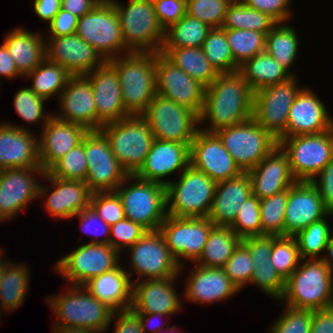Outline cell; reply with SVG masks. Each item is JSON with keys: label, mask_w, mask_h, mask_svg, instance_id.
Instances as JSON below:
<instances>
[{"label": "cell", "mask_w": 333, "mask_h": 333, "mask_svg": "<svg viewBox=\"0 0 333 333\" xmlns=\"http://www.w3.org/2000/svg\"><path fill=\"white\" fill-rule=\"evenodd\" d=\"M211 29L206 23L185 14L164 31L162 48L202 47Z\"/></svg>", "instance_id": "cell-42"}, {"label": "cell", "mask_w": 333, "mask_h": 333, "mask_svg": "<svg viewBox=\"0 0 333 333\" xmlns=\"http://www.w3.org/2000/svg\"><path fill=\"white\" fill-rule=\"evenodd\" d=\"M253 91L239 71L220 73L205 88L204 105L199 115L200 129L206 132L243 123L252 118ZM203 122L207 126L202 125Z\"/></svg>", "instance_id": "cell-1"}, {"label": "cell", "mask_w": 333, "mask_h": 333, "mask_svg": "<svg viewBox=\"0 0 333 333\" xmlns=\"http://www.w3.org/2000/svg\"><path fill=\"white\" fill-rule=\"evenodd\" d=\"M332 217L333 212H330L293 236L298 244L301 259H322L333 232V227L327 220Z\"/></svg>", "instance_id": "cell-43"}, {"label": "cell", "mask_w": 333, "mask_h": 333, "mask_svg": "<svg viewBox=\"0 0 333 333\" xmlns=\"http://www.w3.org/2000/svg\"><path fill=\"white\" fill-rule=\"evenodd\" d=\"M329 213L317 188L309 181H297L288 189L284 236H295Z\"/></svg>", "instance_id": "cell-24"}, {"label": "cell", "mask_w": 333, "mask_h": 333, "mask_svg": "<svg viewBox=\"0 0 333 333\" xmlns=\"http://www.w3.org/2000/svg\"><path fill=\"white\" fill-rule=\"evenodd\" d=\"M239 72L243 75L253 92L279 84L292 77L266 51L246 60L239 67Z\"/></svg>", "instance_id": "cell-39"}, {"label": "cell", "mask_w": 333, "mask_h": 333, "mask_svg": "<svg viewBox=\"0 0 333 333\" xmlns=\"http://www.w3.org/2000/svg\"><path fill=\"white\" fill-rule=\"evenodd\" d=\"M126 251L131 255H129L131 265L124 268L128 269L125 270L133 283L180 276L181 266L170 252L159 230L147 231ZM132 275H137V279Z\"/></svg>", "instance_id": "cell-12"}, {"label": "cell", "mask_w": 333, "mask_h": 333, "mask_svg": "<svg viewBox=\"0 0 333 333\" xmlns=\"http://www.w3.org/2000/svg\"><path fill=\"white\" fill-rule=\"evenodd\" d=\"M43 178L47 185L40 184L38 197L45 198L44 208L52 218L72 220L78 212L90 206L92 192L85 181L59 179L47 172Z\"/></svg>", "instance_id": "cell-21"}, {"label": "cell", "mask_w": 333, "mask_h": 333, "mask_svg": "<svg viewBox=\"0 0 333 333\" xmlns=\"http://www.w3.org/2000/svg\"><path fill=\"white\" fill-rule=\"evenodd\" d=\"M288 307L320 310L333 306V271L321 259H301L298 268L285 280L278 300Z\"/></svg>", "instance_id": "cell-3"}, {"label": "cell", "mask_w": 333, "mask_h": 333, "mask_svg": "<svg viewBox=\"0 0 333 333\" xmlns=\"http://www.w3.org/2000/svg\"><path fill=\"white\" fill-rule=\"evenodd\" d=\"M141 116L158 140L190 146L200 129L197 113L159 94H156Z\"/></svg>", "instance_id": "cell-10"}, {"label": "cell", "mask_w": 333, "mask_h": 333, "mask_svg": "<svg viewBox=\"0 0 333 333\" xmlns=\"http://www.w3.org/2000/svg\"><path fill=\"white\" fill-rule=\"evenodd\" d=\"M300 261L299 248L294 237L273 235L270 262L284 280L298 268Z\"/></svg>", "instance_id": "cell-50"}, {"label": "cell", "mask_w": 333, "mask_h": 333, "mask_svg": "<svg viewBox=\"0 0 333 333\" xmlns=\"http://www.w3.org/2000/svg\"><path fill=\"white\" fill-rule=\"evenodd\" d=\"M253 267L252 256L248 248L241 242L223 269L235 286L242 291L250 284Z\"/></svg>", "instance_id": "cell-53"}, {"label": "cell", "mask_w": 333, "mask_h": 333, "mask_svg": "<svg viewBox=\"0 0 333 333\" xmlns=\"http://www.w3.org/2000/svg\"><path fill=\"white\" fill-rule=\"evenodd\" d=\"M99 2V0H62L61 9L80 18L91 11Z\"/></svg>", "instance_id": "cell-68"}, {"label": "cell", "mask_w": 333, "mask_h": 333, "mask_svg": "<svg viewBox=\"0 0 333 333\" xmlns=\"http://www.w3.org/2000/svg\"><path fill=\"white\" fill-rule=\"evenodd\" d=\"M46 172L59 179L86 181L87 160L85 156V136L79 145L68 151Z\"/></svg>", "instance_id": "cell-49"}, {"label": "cell", "mask_w": 333, "mask_h": 333, "mask_svg": "<svg viewBox=\"0 0 333 333\" xmlns=\"http://www.w3.org/2000/svg\"><path fill=\"white\" fill-rule=\"evenodd\" d=\"M44 33L30 32L18 26L5 34L3 43L23 76L32 72L46 58Z\"/></svg>", "instance_id": "cell-35"}, {"label": "cell", "mask_w": 333, "mask_h": 333, "mask_svg": "<svg viewBox=\"0 0 333 333\" xmlns=\"http://www.w3.org/2000/svg\"><path fill=\"white\" fill-rule=\"evenodd\" d=\"M190 165V146L186 143L155 139L144 165L135 174L141 180L170 183V175L183 172ZM168 180H167V179Z\"/></svg>", "instance_id": "cell-26"}, {"label": "cell", "mask_w": 333, "mask_h": 333, "mask_svg": "<svg viewBox=\"0 0 333 333\" xmlns=\"http://www.w3.org/2000/svg\"><path fill=\"white\" fill-rule=\"evenodd\" d=\"M147 230L140 224L124 218L110 226L109 244L121 255L134 245Z\"/></svg>", "instance_id": "cell-57"}, {"label": "cell", "mask_w": 333, "mask_h": 333, "mask_svg": "<svg viewBox=\"0 0 333 333\" xmlns=\"http://www.w3.org/2000/svg\"><path fill=\"white\" fill-rule=\"evenodd\" d=\"M75 33L94 47L106 61L131 52L125 46L119 17L110 0L99 2L80 17Z\"/></svg>", "instance_id": "cell-9"}, {"label": "cell", "mask_w": 333, "mask_h": 333, "mask_svg": "<svg viewBox=\"0 0 333 333\" xmlns=\"http://www.w3.org/2000/svg\"><path fill=\"white\" fill-rule=\"evenodd\" d=\"M112 323L115 328L113 333H145L139 316L131 308L113 312L110 324Z\"/></svg>", "instance_id": "cell-64"}, {"label": "cell", "mask_w": 333, "mask_h": 333, "mask_svg": "<svg viewBox=\"0 0 333 333\" xmlns=\"http://www.w3.org/2000/svg\"><path fill=\"white\" fill-rule=\"evenodd\" d=\"M298 76L253 92L252 118L274 138H284L290 108L304 87Z\"/></svg>", "instance_id": "cell-15"}, {"label": "cell", "mask_w": 333, "mask_h": 333, "mask_svg": "<svg viewBox=\"0 0 333 333\" xmlns=\"http://www.w3.org/2000/svg\"><path fill=\"white\" fill-rule=\"evenodd\" d=\"M325 207L333 212V159L311 180Z\"/></svg>", "instance_id": "cell-62"}, {"label": "cell", "mask_w": 333, "mask_h": 333, "mask_svg": "<svg viewBox=\"0 0 333 333\" xmlns=\"http://www.w3.org/2000/svg\"><path fill=\"white\" fill-rule=\"evenodd\" d=\"M241 242L242 239L230 227L214 226L195 264L223 268Z\"/></svg>", "instance_id": "cell-40"}, {"label": "cell", "mask_w": 333, "mask_h": 333, "mask_svg": "<svg viewBox=\"0 0 333 333\" xmlns=\"http://www.w3.org/2000/svg\"><path fill=\"white\" fill-rule=\"evenodd\" d=\"M207 59L219 73L239 71L226 38V29L212 28L202 44Z\"/></svg>", "instance_id": "cell-45"}, {"label": "cell", "mask_w": 333, "mask_h": 333, "mask_svg": "<svg viewBox=\"0 0 333 333\" xmlns=\"http://www.w3.org/2000/svg\"><path fill=\"white\" fill-rule=\"evenodd\" d=\"M252 194V184L248 172H242L237 177L217 182L208 218L215 226L230 227L242 204Z\"/></svg>", "instance_id": "cell-33"}, {"label": "cell", "mask_w": 333, "mask_h": 333, "mask_svg": "<svg viewBox=\"0 0 333 333\" xmlns=\"http://www.w3.org/2000/svg\"><path fill=\"white\" fill-rule=\"evenodd\" d=\"M115 191L121 198L125 218L147 231L159 230L167 217L166 186L129 175Z\"/></svg>", "instance_id": "cell-6"}, {"label": "cell", "mask_w": 333, "mask_h": 333, "mask_svg": "<svg viewBox=\"0 0 333 333\" xmlns=\"http://www.w3.org/2000/svg\"><path fill=\"white\" fill-rule=\"evenodd\" d=\"M66 289L46 298L45 303L57 318L53 319L52 326L107 333L114 311L91 295L83 285H68Z\"/></svg>", "instance_id": "cell-4"}, {"label": "cell", "mask_w": 333, "mask_h": 333, "mask_svg": "<svg viewBox=\"0 0 333 333\" xmlns=\"http://www.w3.org/2000/svg\"><path fill=\"white\" fill-rule=\"evenodd\" d=\"M288 190L260 200L261 235L284 236Z\"/></svg>", "instance_id": "cell-48"}, {"label": "cell", "mask_w": 333, "mask_h": 333, "mask_svg": "<svg viewBox=\"0 0 333 333\" xmlns=\"http://www.w3.org/2000/svg\"><path fill=\"white\" fill-rule=\"evenodd\" d=\"M78 17L61 9L48 25L47 34L44 37H60L76 32Z\"/></svg>", "instance_id": "cell-63"}, {"label": "cell", "mask_w": 333, "mask_h": 333, "mask_svg": "<svg viewBox=\"0 0 333 333\" xmlns=\"http://www.w3.org/2000/svg\"><path fill=\"white\" fill-rule=\"evenodd\" d=\"M58 120L75 123L88 131H96V106L93 89L85 75L71 76L58 98Z\"/></svg>", "instance_id": "cell-28"}, {"label": "cell", "mask_w": 333, "mask_h": 333, "mask_svg": "<svg viewBox=\"0 0 333 333\" xmlns=\"http://www.w3.org/2000/svg\"><path fill=\"white\" fill-rule=\"evenodd\" d=\"M282 305L284 310L270 326L269 333H311L313 310Z\"/></svg>", "instance_id": "cell-54"}, {"label": "cell", "mask_w": 333, "mask_h": 333, "mask_svg": "<svg viewBox=\"0 0 333 333\" xmlns=\"http://www.w3.org/2000/svg\"><path fill=\"white\" fill-rule=\"evenodd\" d=\"M116 9L125 46L131 52L160 53L164 30L152 0H129L128 4L110 0Z\"/></svg>", "instance_id": "cell-7"}, {"label": "cell", "mask_w": 333, "mask_h": 333, "mask_svg": "<svg viewBox=\"0 0 333 333\" xmlns=\"http://www.w3.org/2000/svg\"><path fill=\"white\" fill-rule=\"evenodd\" d=\"M72 75L62 66L45 58L32 72L23 77L32 80L29 87L46 101L57 98Z\"/></svg>", "instance_id": "cell-41"}, {"label": "cell", "mask_w": 333, "mask_h": 333, "mask_svg": "<svg viewBox=\"0 0 333 333\" xmlns=\"http://www.w3.org/2000/svg\"><path fill=\"white\" fill-rule=\"evenodd\" d=\"M242 172L253 169L278 141L253 118L215 132Z\"/></svg>", "instance_id": "cell-11"}, {"label": "cell", "mask_w": 333, "mask_h": 333, "mask_svg": "<svg viewBox=\"0 0 333 333\" xmlns=\"http://www.w3.org/2000/svg\"><path fill=\"white\" fill-rule=\"evenodd\" d=\"M85 76L93 89L96 131H99L104 124L130 116L123 105L118 75L108 62Z\"/></svg>", "instance_id": "cell-29"}, {"label": "cell", "mask_w": 333, "mask_h": 333, "mask_svg": "<svg viewBox=\"0 0 333 333\" xmlns=\"http://www.w3.org/2000/svg\"><path fill=\"white\" fill-rule=\"evenodd\" d=\"M90 206L110 226L125 218L123 204L116 191L92 193Z\"/></svg>", "instance_id": "cell-56"}, {"label": "cell", "mask_w": 333, "mask_h": 333, "mask_svg": "<svg viewBox=\"0 0 333 333\" xmlns=\"http://www.w3.org/2000/svg\"><path fill=\"white\" fill-rule=\"evenodd\" d=\"M87 160L86 183L92 193L115 191L129 176L114 156L109 141L99 131H88L85 135Z\"/></svg>", "instance_id": "cell-17"}, {"label": "cell", "mask_w": 333, "mask_h": 333, "mask_svg": "<svg viewBox=\"0 0 333 333\" xmlns=\"http://www.w3.org/2000/svg\"><path fill=\"white\" fill-rule=\"evenodd\" d=\"M88 130L75 123L58 120L54 116L39 132V162L47 171L57 160L79 145Z\"/></svg>", "instance_id": "cell-32"}, {"label": "cell", "mask_w": 333, "mask_h": 333, "mask_svg": "<svg viewBox=\"0 0 333 333\" xmlns=\"http://www.w3.org/2000/svg\"><path fill=\"white\" fill-rule=\"evenodd\" d=\"M254 269L249 285L259 288L262 293L279 300L285 289V280L276 271L270 261L253 263ZM277 299V300H276Z\"/></svg>", "instance_id": "cell-55"}, {"label": "cell", "mask_w": 333, "mask_h": 333, "mask_svg": "<svg viewBox=\"0 0 333 333\" xmlns=\"http://www.w3.org/2000/svg\"><path fill=\"white\" fill-rule=\"evenodd\" d=\"M160 53L205 87L212 84L220 74L201 47L161 48Z\"/></svg>", "instance_id": "cell-38"}, {"label": "cell", "mask_w": 333, "mask_h": 333, "mask_svg": "<svg viewBox=\"0 0 333 333\" xmlns=\"http://www.w3.org/2000/svg\"><path fill=\"white\" fill-rule=\"evenodd\" d=\"M321 260L333 271V232Z\"/></svg>", "instance_id": "cell-70"}, {"label": "cell", "mask_w": 333, "mask_h": 333, "mask_svg": "<svg viewBox=\"0 0 333 333\" xmlns=\"http://www.w3.org/2000/svg\"><path fill=\"white\" fill-rule=\"evenodd\" d=\"M226 38L234 61L239 66L246 60L265 51V33L254 30L226 29Z\"/></svg>", "instance_id": "cell-46"}, {"label": "cell", "mask_w": 333, "mask_h": 333, "mask_svg": "<svg viewBox=\"0 0 333 333\" xmlns=\"http://www.w3.org/2000/svg\"><path fill=\"white\" fill-rule=\"evenodd\" d=\"M120 264L115 269L91 278L83 286L91 295L110 307L114 312L130 309L133 282Z\"/></svg>", "instance_id": "cell-34"}, {"label": "cell", "mask_w": 333, "mask_h": 333, "mask_svg": "<svg viewBox=\"0 0 333 333\" xmlns=\"http://www.w3.org/2000/svg\"><path fill=\"white\" fill-rule=\"evenodd\" d=\"M247 7L269 15L277 23L290 21L292 0H241ZM289 20V21H288Z\"/></svg>", "instance_id": "cell-59"}, {"label": "cell", "mask_w": 333, "mask_h": 333, "mask_svg": "<svg viewBox=\"0 0 333 333\" xmlns=\"http://www.w3.org/2000/svg\"><path fill=\"white\" fill-rule=\"evenodd\" d=\"M17 77L23 79V75L18 71L13 58L10 56L7 47L4 43L0 45V82L4 79H17ZM2 83H0L1 85Z\"/></svg>", "instance_id": "cell-67"}, {"label": "cell", "mask_w": 333, "mask_h": 333, "mask_svg": "<svg viewBox=\"0 0 333 333\" xmlns=\"http://www.w3.org/2000/svg\"><path fill=\"white\" fill-rule=\"evenodd\" d=\"M205 86L174 65L162 53H156V93L201 114Z\"/></svg>", "instance_id": "cell-19"}, {"label": "cell", "mask_w": 333, "mask_h": 333, "mask_svg": "<svg viewBox=\"0 0 333 333\" xmlns=\"http://www.w3.org/2000/svg\"><path fill=\"white\" fill-rule=\"evenodd\" d=\"M215 225L208 217H175L165 218L159 231L167 247L180 267L184 269V260L195 263L203 252L208 235Z\"/></svg>", "instance_id": "cell-16"}, {"label": "cell", "mask_w": 333, "mask_h": 333, "mask_svg": "<svg viewBox=\"0 0 333 333\" xmlns=\"http://www.w3.org/2000/svg\"><path fill=\"white\" fill-rule=\"evenodd\" d=\"M24 125L0 122V170L41 167L39 135Z\"/></svg>", "instance_id": "cell-25"}, {"label": "cell", "mask_w": 333, "mask_h": 333, "mask_svg": "<svg viewBox=\"0 0 333 333\" xmlns=\"http://www.w3.org/2000/svg\"><path fill=\"white\" fill-rule=\"evenodd\" d=\"M180 277L181 275L134 282L131 309L135 313H159L168 316L183 311L182 295L175 286Z\"/></svg>", "instance_id": "cell-27"}, {"label": "cell", "mask_w": 333, "mask_h": 333, "mask_svg": "<svg viewBox=\"0 0 333 333\" xmlns=\"http://www.w3.org/2000/svg\"><path fill=\"white\" fill-rule=\"evenodd\" d=\"M194 264L185 280L183 300L201 305L227 301L238 292L237 286L229 279L223 268L203 267Z\"/></svg>", "instance_id": "cell-30"}, {"label": "cell", "mask_w": 333, "mask_h": 333, "mask_svg": "<svg viewBox=\"0 0 333 333\" xmlns=\"http://www.w3.org/2000/svg\"><path fill=\"white\" fill-rule=\"evenodd\" d=\"M248 248L253 263L270 261L273 248V235L251 236L242 239Z\"/></svg>", "instance_id": "cell-61"}, {"label": "cell", "mask_w": 333, "mask_h": 333, "mask_svg": "<svg viewBox=\"0 0 333 333\" xmlns=\"http://www.w3.org/2000/svg\"><path fill=\"white\" fill-rule=\"evenodd\" d=\"M311 333H333V306L313 311Z\"/></svg>", "instance_id": "cell-65"}, {"label": "cell", "mask_w": 333, "mask_h": 333, "mask_svg": "<svg viewBox=\"0 0 333 333\" xmlns=\"http://www.w3.org/2000/svg\"><path fill=\"white\" fill-rule=\"evenodd\" d=\"M230 228L241 238L261 235L260 200L250 195Z\"/></svg>", "instance_id": "cell-52"}, {"label": "cell", "mask_w": 333, "mask_h": 333, "mask_svg": "<svg viewBox=\"0 0 333 333\" xmlns=\"http://www.w3.org/2000/svg\"><path fill=\"white\" fill-rule=\"evenodd\" d=\"M45 102L47 101L39 97L29 86L19 88L13 97L14 110L18 116L22 118L24 122H28L29 125L31 123L37 127L39 126V128H41L39 129L40 131L53 117L51 112H45Z\"/></svg>", "instance_id": "cell-47"}, {"label": "cell", "mask_w": 333, "mask_h": 333, "mask_svg": "<svg viewBox=\"0 0 333 333\" xmlns=\"http://www.w3.org/2000/svg\"><path fill=\"white\" fill-rule=\"evenodd\" d=\"M252 193L259 199L288 190L297 180L293 176L288 155L278 144L253 169L248 171Z\"/></svg>", "instance_id": "cell-31"}, {"label": "cell", "mask_w": 333, "mask_h": 333, "mask_svg": "<svg viewBox=\"0 0 333 333\" xmlns=\"http://www.w3.org/2000/svg\"><path fill=\"white\" fill-rule=\"evenodd\" d=\"M0 312H1V313H0V319H2V314H3L2 312H3V310L0 309ZM0 322H1V321H0Z\"/></svg>", "instance_id": "cell-75"}, {"label": "cell", "mask_w": 333, "mask_h": 333, "mask_svg": "<svg viewBox=\"0 0 333 333\" xmlns=\"http://www.w3.org/2000/svg\"><path fill=\"white\" fill-rule=\"evenodd\" d=\"M73 218L79 219L83 233L92 236L90 244H109L110 225L91 206L81 210Z\"/></svg>", "instance_id": "cell-58"}, {"label": "cell", "mask_w": 333, "mask_h": 333, "mask_svg": "<svg viewBox=\"0 0 333 333\" xmlns=\"http://www.w3.org/2000/svg\"><path fill=\"white\" fill-rule=\"evenodd\" d=\"M62 0H34L33 10L40 20L48 24L61 10Z\"/></svg>", "instance_id": "cell-66"}, {"label": "cell", "mask_w": 333, "mask_h": 333, "mask_svg": "<svg viewBox=\"0 0 333 333\" xmlns=\"http://www.w3.org/2000/svg\"><path fill=\"white\" fill-rule=\"evenodd\" d=\"M122 255L110 244L81 243L55 263V272L68 285H84L91 278L118 267Z\"/></svg>", "instance_id": "cell-14"}, {"label": "cell", "mask_w": 333, "mask_h": 333, "mask_svg": "<svg viewBox=\"0 0 333 333\" xmlns=\"http://www.w3.org/2000/svg\"><path fill=\"white\" fill-rule=\"evenodd\" d=\"M190 165L215 182L225 181L242 173L217 134L201 129L190 145Z\"/></svg>", "instance_id": "cell-20"}, {"label": "cell", "mask_w": 333, "mask_h": 333, "mask_svg": "<svg viewBox=\"0 0 333 333\" xmlns=\"http://www.w3.org/2000/svg\"><path fill=\"white\" fill-rule=\"evenodd\" d=\"M311 88L305 85L296 95L289 111L284 138L319 134L333 128V117L322 98Z\"/></svg>", "instance_id": "cell-23"}, {"label": "cell", "mask_w": 333, "mask_h": 333, "mask_svg": "<svg viewBox=\"0 0 333 333\" xmlns=\"http://www.w3.org/2000/svg\"><path fill=\"white\" fill-rule=\"evenodd\" d=\"M52 333H101V332H97L95 330L74 328V327L52 326Z\"/></svg>", "instance_id": "cell-71"}, {"label": "cell", "mask_w": 333, "mask_h": 333, "mask_svg": "<svg viewBox=\"0 0 333 333\" xmlns=\"http://www.w3.org/2000/svg\"><path fill=\"white\" fill-rule=\"evenodd\" d=\"M136 314L140 318L141 326L145 333H155L156 331L164 330L169 326L168 322H166V320L169 317L168 315L159 314V313H136ZM155 318H161V319L165 318L164 320L165 323H163L164 325L162 326V324H158ZM148 328H150L151 330Z\"/></svg>", "instance_id": "cell-69"}, {"label": "cell", "mask_w": 333, "mask_h": 333, "mask_svg": "<svg viewBox=\"0 0 333 333\" xmlns=\"http://www.w3.org/2000/svg\"><path fill=\"white\" fill-rule=\"evenodd\" d=\"M46 58L64 67L72 76L87 75L107 61L76 33L60 37H44Z\"/></svg>", "instance_id": "cell-22"}, {"label": "cell", "mask_w": 333, "mask_h": 333, "mask_svg": "<svg viewBox=\"0 0 333 333\" xmlns=\"http://www.w3.org/2000/svg\"><path fill=\"white\" fill-rule=\"evenodd\" d=\"M4 262L0 284V309L12 313L24 304L29 290L31 268L26 263Z\"/></svg>", "instance_id": "cell-37"}, {"label": "cell", "mask_w": 333, "mask_h": 333, "mask_svg": "<svg viewBox=\"0 0 333 333\" xmlns=\"http://www.w3.org/2000/svg\"><path fill=\"white\" fill-rule=\"evenodd\" d=\"M157 20L165 31L186 14V0H152Z\"/></svg>", "instance_id": "cell-60"}, {"label": "cell", "mask_w": 333, "mask_h": 333, "mask_svg": "<svg viewBox=\"0 0 333 333\" xmlns=\"http://www.w3.org/2000/svg\"><path fill=\"white\" fill-rule=\"evenodd\" d=\"M166 186L167 215L208 217L217 182L189 165Z\"/></svg>", "instance_id": "cell-8"}, {"label": "cell", "mask_w": 333, "mask_h": 333, "mask_svg": "<svg viewBox=\"0 0 333 333\" xmlns=\"http://www.w3.org/2000/svg\"><path fill=\"white\" fill-rule=\"evenodd\" d=\"M233 0H186V14L199 19L211 28L222 27Z\"/></svg>", "instance_id": "cell-51"}, {"label": "cell", "mask_w": 333, "mask_h": 333, "mask_svg": "<svg viewBox=\"0 0 333 333\" xmlns=\"http://www.w3.org/2000/svg\"><path fill=\"white\" fill-rule=\"evenodd\" d=\"M177 325L168 326L164 330L156 331L155 333H182V331H179Z\"/></svg>", "instance_id": "cell-72"}, {"label": "cell", "mask_w": 333, "mask_h": 333, "mask_svg": "<svg viewBox=\"0 0 333 333\" xmlns=\"http://www.w3.org/2000/svg\"><path fill=\"white\" fill-rule=\"evenodd\" d=\"M116 71L129 115L140 116L156 96V52H130L107 61Z\"/></svg>", "instance_id": "cell-2"}, {"label": "cell", "mask_w": 333, "mask_h": 333, "mask_svg": "<svg viewBox=\"0 0 333 333\" xmlns=\"http://www.w3.org/2000/svg\"><path fill=\"white\" fill-rule=\"evenodd\" d=\"M4 263L0 264V284L3 278Z\"/></svg>", "instance_id": "cell-74"}, {"label": "cell", "mask_w": 333, "mask_h": 333, "mask_svg": "<svg viewBox=\"0 0 333 333\" xmlns=\"http://www.w3.org/2000/svg\"><path fill=\"white\" fill-rule=\"evenodd\" d=\"M276 24L269 15L247 7L241 0H233L228 7L222 28L254 30L267 34Z\"/></svg>", "instance_id": "cell-44"}, {"label": "cell", "mask_w": 333, "mask_h": 333, "mask_svg": "<svg viewBox=\"0 0 333 333\" xmlns=\"http://www.w3.org/2000/svg\"><path fill=\"white\" fill-rule=\"evenodd\" d=\"M291 172L297 181L311 180L333 159V128L319 134L281 138Z\"/></svg>", "instance_id": "cell-13"}, {"label": "cell", "mask_w": 333, "mask_h": 333, "mask_svg": "<svg viewBox=\"0 0 333 333\" xmlns=\"http://www.w3.org/2000/svg\"><path fill=\"white\" fill-rule=\"evenodd\" d=\"M100 131L109 141L111 150L128 175H135L144 165L155 137L145 119L130 115L104 124Z\"/></svg>", "instance_id": "cell-5"}, {"label": "cell", "mask_w": 333, "mask_h": 333, "mask_svg": "<svg viewBox=\"0 0 333 333\" xmlns=\"http://www.w3.org/2000/svg\"><path fill=\"white\" fill-rule=\"evenodd\" d=\"M45 172L42 167L0 170V223L16 218L39 199L41 183L37 177H44Z\"/></svg>", "instance_id": "cell-18"}, {"label": "cell", "mask_w": 333, "mask_h": 333, "mask_svg": "<svg viewBox=\"0 0 333 333\" xmlns=\"http://www.w3.org/2000/svg\"><path fill=\"white\" fill-rule=\"evenodd\" d=\"M300 40L297 30L288 22L277 23L266 34L265 51L291 76H299L293 66L299 59Z\"/></svg>", "instance_id": "cell-36"}, {"label": "cell", "mask_w": 333, "mask_h": 333, "mask_svg": "<svg viewBox=\"0 0 333 333\" xmlns=\"http://www.w3.org/2000/svg\"><path fill=\"white\" fill-rule=\"evenodd\" d=\"M4 250H3V248L1 247L0 248V264H3L6 260H7V258L4 256V252H3ZM4 256V257H3Z\"/></svg>", "instance_id": "cell-73"}]
</instances>
